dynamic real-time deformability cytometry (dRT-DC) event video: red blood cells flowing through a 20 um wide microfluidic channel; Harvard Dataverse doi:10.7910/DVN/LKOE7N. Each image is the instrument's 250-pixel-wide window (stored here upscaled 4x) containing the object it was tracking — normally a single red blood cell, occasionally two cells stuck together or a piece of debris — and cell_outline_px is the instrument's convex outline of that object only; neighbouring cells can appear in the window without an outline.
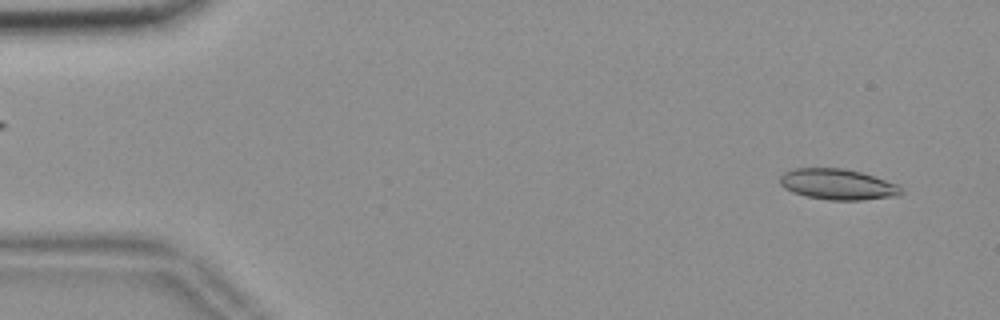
{"species": "common noctule bat (a hibernating species)", "species_latin": "Nyctalus noctula", "temperature_condition": "room temperature", "stored_images_in_passage": 55, "camera_frame_rate_fps": 3000, "um_per_image_px": 0.085, "animal": {"sex": "female", "body_mass_g": 18.4}, "frame": {"image": 1, "passage_image": 3, "time_ms": 0.667, "image_size_px": [1000, 320], "cell_outline_px": [[900, 196], [864, 200], [828, 200], [804, 196], [792, 192], [784, 188], [780, 184], [780, 176], [784, 172], [796, 168], [844, 168], [860, 172], [896, 184], [900, 188]], "centroid_in_image_um": [71.16, 15.68], "position_along_channel_um": 13.8, "area_um2": 21.68}}
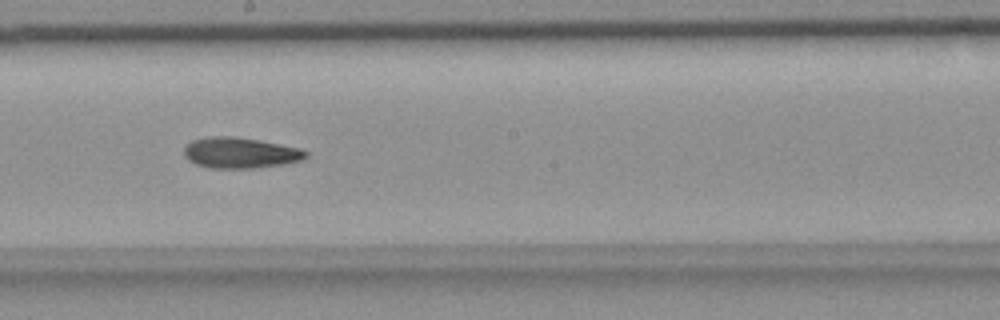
{"frame": {"image": 2, "passage_image": 30, "time_ms": 9.667, "image_size_px": [1000, 320], "cell_outline_px": [[308, 156], [300, 160], [284, 164], [256, 168], [208, 168], [196, 164], [188, 160], [184, 156], [184, 148], [192, 140], [208, 136], [232, 136], [260, 140], [300, 148], [308, 152]], "centroid_in_image_um": [20.41, 12.99], "position_along_channel_um": 227.8, "area_um2": 21.96}}
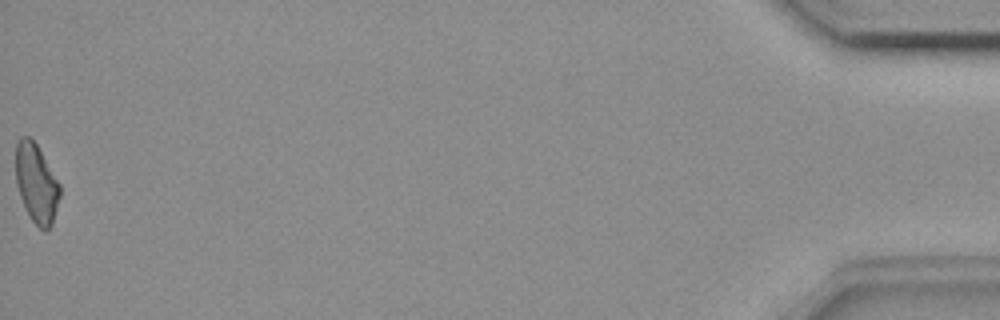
{"frame": {"image": 3, "passage_image": 55, "time_ms": 18.0, "image_size_px": [1000, 320], "cell_outline_px": [[60, 196], [52, 224], [48, 232], [44, 232], [32, 220], [20, 196], [16, 184], [16, 144], [20, 136], [28, 136], [36, 144], [60, 184]], "centroid_in_image_um": [3.1, 15.6], "position_along_channel_um": 432.1, "area_um2": 20.11}, "authors_computed_cell_mechanics": {"area_um2": 21.2126, "velocity_mm_per_s": 3.6555, "shape_relaxation_time_tau1_ms": 10.4998, "shape_relaxation_time_tau2_ms": null, "deformation_change_tau1": 0.2056, "deformation_change_tau2": null}}